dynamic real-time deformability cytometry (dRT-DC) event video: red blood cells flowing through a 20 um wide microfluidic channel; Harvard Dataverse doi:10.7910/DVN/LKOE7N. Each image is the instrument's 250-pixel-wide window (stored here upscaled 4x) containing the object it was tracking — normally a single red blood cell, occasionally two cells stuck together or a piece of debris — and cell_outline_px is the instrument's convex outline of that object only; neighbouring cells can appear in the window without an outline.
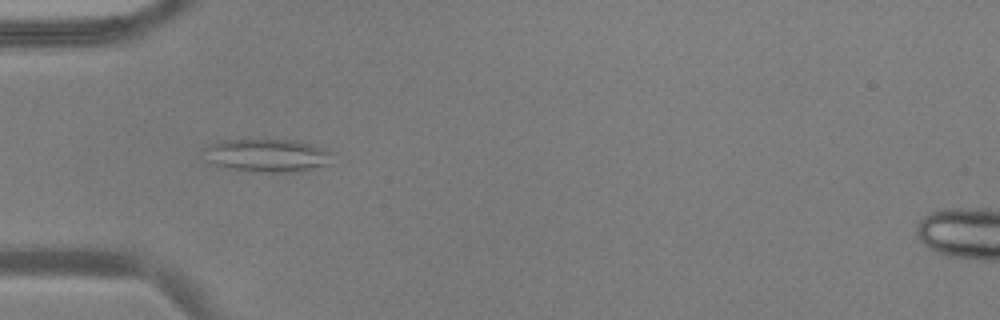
{"species": "common noctule bat (a hibernating species)", "species_latin": "Nyctalus noctula", "temperature_condition": "warm", "stored_images_in_passage": 37, "camera_frame_rate_fps": 3000, "um_per_image_px": 0.085, "animal": {"sex": "male", "body_mass_g": 17.9, "forearm_length_mm": 54.2}, "frame": {"image": 1, "passage_image": 1, "time_ms": 0.0, "image_size_px": [1000, 320], "cell_outline_px": [[332, 164], [300, 172], [260, 172], [228, 168], [208, 164], [204, 148], [208, 144], [220, 140], [296, 140], [312, 144], [328, 152]], "centroid_in_image_um": [22.67, 13.22], "position_along_channel_um": 62.3, "area_um2": 24.85}}
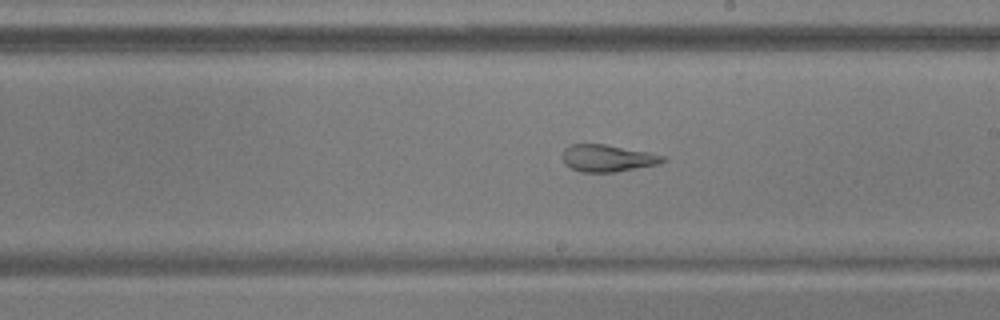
{"frame": {"image": 2, "passage_image": 15, "time_ms": 4.667, "image_size_px": [1000, 320], "cell_outline_px": [[668, 160], [660, 164], [616, 172], [580, 172], [564, 164], [560, 156], [564, 148], [572, 144], [604, 144], [648, 152], [668, 156]], "centroid_in_image_um": [51.65, 13.45], "position_along_channel_um": 237.3, "area_um2": 16.13}}
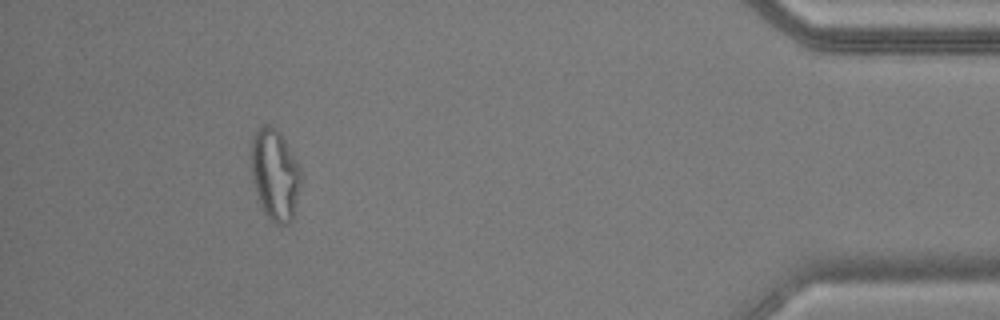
{"frame": {"image": 3, "passage_image": 33, "time_ms": 10.667, "image_size_px": [1000, 320], "cell_outline_px": [[304, 172], [292, 220], [288, 224], [276, 224], [264, 212], [260, 204], [252, 180], [252, 140], [256, 128], [264, 124], [272, 124], [280, 132]], "centroid_in_image_um": [23.4, 14.81], "position_along_channel_um": 411.8, "area_um2": 26.76}, "authors_computed_cell_mechanics": {"area_um2": 19.2474, "velocity_mm_per_s": 3.801, "shape_relaxation_time_tau1_ms": null, "shape_relaxation_time_tau2_ms": 1.5367, "deformation_change_tau1": null, "deformation_change_tau2": 0.098}}